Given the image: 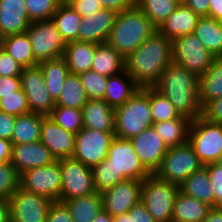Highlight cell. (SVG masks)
<instances>
[{
  "label": "cell",
  "instance_id": "cell-1",
  "mask_svg": "<svg viewBox=\"0 0 222 222\" xmlns=\"http://www.w3.org/2000/svg\"><path fill=\"white\" fill-rule=\"evenodd\" d=\"M172 62V40L156 30L125 58V70L140 88L153 87Z\"/></svg>",
  "mask_w": 222,
  "mask_h": 222
},
{
  "label": "cell",
  "instance_id": "cell-2",
  "mask_svg": "<svg viewBox=\"0 0 222 222\" xmlns=\"http://www.w3.org/2000/svg\"><path fill=\"white\" fill-rule=\"evenodd\" d=\"M153 87L164 95L181 115L192 120L201 115L199 76L193 72L172 62Z\"/></svg>",
  "mask_w": 222,
  "mask_h": 222
},
{
  "label": "cell",
  "instance_id": "cell-3",
  "mask_svg": "<svg viewBox=\"0 0 222 222\" xmlns=\"http://www.w3.org/2000/svg\"><path fill=\"white\" fill-rule=\"evenodd\" d=\"M156 30L157 28L136 5L117 14L107 43L126 58Z\"/></svg>",
  "mask_w": 222,
  "mask_h": 222
},
{
  "label": "cell",
  "instance_id": "cell-4",
  "mask_svg": "<svg viewBox=\"0 0 222 222\" xmlns=\"http://www.w3.org/2000/svg\"><path fill=\"white\" fill-rule=\"evenodd\" d=\"M152 125L149 87L140 88L123 105L115 109L114 134L118 138L132 139Z\"/></svg>",
  "mask_w": 222,
  "mask_h": 222
},
{
  "label": "cell",
  "instance_id": "cell-5",
  "mask_svg": "<svg viewBox=\"0 0 222 222\" xmlns=\"http://www.w3.org/2000/svg\"><path fill=\"white\" fill-rule=\"evenodd\" d=\"M179 185L151 174L142 180L141 201L156 222H171L174 199Z\"/></svg>",
  "mask_w": 222,
  "mask_h": 222
},
{
  "label": "cell",
  "instance_id": "cell-6",
  "mask_svg": "<svg viewBox=\"0 0 222 222\" xmlns=\"http://www.w3.org/2000/svg\"><path fill=\"white\" fill-rule=\"evenodd\" d=\"M203 166L188 142L181 146L170 147L155 175L161 180L181 185Z\"/></svg>",
  "mask_w": 222,
  "mask_h": 222
},
{
  "label": "cell",
  "instance_id": "cell-7",
  "mask_svg": "<svg viewBox=\"0 0 222 222\" xmlns=\"http://www.w3.org/2000/svg\"><path fill=\"white\" fill-rule=\"evenodd\" d=\"M188 142L204 166L216 163L222 154V124L208 122L200 116L193 119Z\"/></svg>",
  "mask_w": 222,
  "mask_h": 222
},
{
  "label": "cell",
  "instance_id": "cell-8",
  "mask_svg": "<svg viewBox=\"0 0 222 222\" xmlns=\"http://www.w3.org/2000/svg\"><path fill=\"white\" fill-rule=\"evenodd\" d=\"M216 58L194 34H187L172 40L173 63L200 76L204 74Z\"/></svg>",
  "mask_w": 222,
  "mask_h": 222
},
{
  "label": "cell",
  "instance_id": "cell-9",
  "mask_svg": "<svg viewBox=\"0 0 222 222\" xmlns=\"http://www.w3.org/2000/svg\"><path fill=\"white\" fill-rule=\"evenodd\" d=\"M26 33L37 63L63 57L66 44L52 19L31 22Z\"/></svg>",
  "mask_w": 222,
  "mask_h": 222
},
{
  "label": "cell",
  "instance_id": "cell-10",
  "mask_svg": "<svg viewBox=\"0 0 222 222\" xmlns=\"http://www.w3.org/2000/svg\"><path fill=\"white\" fill-rule=\"evenodd\" d=\"M60 201L90 195L95 191L92 169L73 157L60 159Z\"/></svg>",
  "mask_w": 222,
  "mask_h": 222
},
{
  "label": "cell",
  "instance_id": "cell-11",
  "mask_svg": "<svg viewBox=\"0 0 222 222\" xmlns=\"http://www.w3.org/2000/svg\"><path fill=\"white\" fill-rule=\"evenodd\" d=\"M19 186L24 190L60 201L62 188L60 160L47 166L28 169L20 174Z\"/></svg>",
  "mask_w": 222,
  "mask_h": 222
},
{
  "label": "cell",
  "instance_id": "cell-12",
  "mask_svg": "<svg viewBox=\"0 0 222 222\" xmlns=\"http://www.w3.org/2000/svg\"><path fill=\"white\" fill-rule=\"evenodd\" d=\"M115 137L114 132H101L83 127L76 134L73 158L92 168L106 159Z\"/></svg>",
  "mask_w": 222,
  "mask_h": 222
},
{
  "label": "cell",
  "instance_id": "cell-13",
  "mask_svg": "<svg viewBox=\"0 0 222 222\" xmlns=\"http://www.w3.org/2000/svg\"><path fill=\"white\" fill-rule=\"evenodd\" d=\"M10 222H46L53 200L18 187L8 198Z\"/></svg>",
  "mask_w": 222,
  "mask_h": 222
},
{
  "label": "cell",
  "instance_id": "cell-14",
  "mask_svg": "<svg viewBox=\"0 0 222 222\" xmlns=\"http://www.w3.org/2000/svg\"><path fill=\"white\" fill-rule=\"evenodd\" d=\"M20 77L30 112L48 116L55 107V101L47 90L39 65L24 67Z\"/></svg>",
  "mask_w": 222,
  "mask_h": 222
},
{
  "label": "cell",
  "instance_id": "cell-15",
  "mask_svg": "<svg viewBox=\"0 0 222 222\" xmlns=\"http://www.w3.org/2000/svg\"><path fill=\"white\" fill-rule=\"evenodd\" d=\"M106 159L111 162L117 173H121L126 180L142 181L151 175L136 155L130 139L115 137Z\"/></svg>",
  "mask_w": 222,
  "mask_h": 222
},
{
  "label": "cell",
  "instance_id": "cell-16",
  "mask_svg": "<svg viewBox=\"0 0 222 222\" xmlns=\"http://www.w3.org/2000/svg\"><path fill=\"white\" fill-rule=\"evenodd\" d=\"M142 181L127 179L105 190L102 206L112 217L128 213L141 200Z\"/></svg>",
  "mask_w": 222,
  "mask_h": 222
},
{
  "label": "cell",
  "instance_id": "cell-17",
  "mask_svg": "<svg viewBox=\"0 0 222 222\" xmlns=\"http://www.w3.org/2000/svg\"><path fill=\"white\" fill-rule=\"evenodd\" d=\"M130 141L143 166L151 174H155L169 148L156 133L154 127H148Z\"/></svg>",
  "mask_w": 222,
  "mask_h": 222
},
{
  "label": "cell",
  "instance_id": "cell-18",
  "mask_svg": "<svg viewBox=\"0 0 222 222\" xmlns=\"http://www.w3.org/2000/svg\"><path fill=\"white\" fill-rule=\"evenodd\" d=\"M76 134L55 124L49 116L42 115L40 142L55 160L73 157Z\"/></svg>",
  "mask_w": 222,
  "mask_h": 222
},
{
  "label": "cell",
  "instance_id": "cell-19",
  "mask_svg": "<svg viewBox=\"0 0 222 222\" xmlns=\"http://www.w3.org/2000/svg\"><path fill=\"white\" fill-rule=\"evenodd\" d=\"M117 14L115 10L103 8L99 12L82 18L78 30V41L106 43Z\"/></svg>",
  "mask_w": 222,
  "mask_h": 222
},
{
  "label": "cell",
  "instance_id": "cell-20",
  "mask_svg": "<svg viewBox=\"0 0 222 222\" xmlns=\"http://www.w3.org/2000/svg\"><path fill=\"white\" fill-rule=\"evenodd\" d=\"M54 161L50 150L40 141L12 146L10 163L19 175L31 168L50 165Z\"/></svg>",
  "mask_w": 222,
  "mask_h": 222
},
{
  "label": "cell",
  "instance_id": "cell-21",
  "mask_svg": "<svg viewBox=\"0 0 222 222\" xmlns=\"http://www.w3.org/2000/svg\"><path fill=\"white\" fill-rule=\"evenodd\" d=\"M31 21L24 0H0V36L25 33Z\"/></svg>",
  "mask_w": 222,
  "mask_h": 222
},
{
  "label": "cell",
  "instance_id": "cell-22",
  "mask_svg": "<svg viewBox=\"0 0 222 222\" xmlns=\"http://www.w3.org/2000/svg\"><path fill=\"white\" fill-rule=\"evenodd\" d=\"M200 16L183 2L167 17V19L157 29L161 34L170 40L193 34Z\"/></svg>",
  "mask_w": 222,
  "mask_h": 222
},
{
  "label": "cell",
  "instance_id": "cell-23",
  "mask_svg": "<svg viewBox=\"0 0 222 222\" xmlns=\"http://www.w3.org/2000/svg\"><path fill=\"white\" fill-rule=\"evenodd\" d=\"M83 127L101 132H114L115 109L104 100L89 99L82 109Z\"/></svg>",
  "mask_w": 222,
  "mask_h": 222
},
{
  "label": "cell",
  "instance_id": "cell-24",
  "mask_svg": "<svg viewBox=\"0 0 222 222\" xmlns=\"http://www.w3.org/2000/svg\"><path fill=\"white\" fill-rule=\"evenodd\" d=\"M140 87L126 70L108 77L104 101L116 109L130 99Z\"/></svg>",
  "mask_w": 222,
  "mask_h": 222
},
{
  "label": "cell",
  "instance_id": "cell-25",
  "mask_svg": "<svg viewBox=\"0 0 222 222\" xmlns=\"http://www.w3.org/2000/svg\"><path fill=\"white\" fill-rule=\"evenodd\" d=\"M96 43L74 41L65 45L63 58L69 68L70 73H84L92 68Z\"/></svg>",
  "mask_w": 222,
  "mask_h": 222
},
{
  "label": "cell",
  "instance_id": "cell-26",
  "mask_svg": "<svg viewBox=\"0 0 222 222\" xmlns=\"http://www.w3.org/2000/svg\"><path fill=\"white\" fill-rule=\"evenodd\" d=\"M211 206L180 190L174 199L171 222H202Z\"/></svg>",
  "mask_w": 222,
  "mask_h": 222
},
{
  "label": "cell",
  "instance_id": "cell-27",
  "mask_svg": "<svg viewBox=\"0 0 222 222\" xmlns=\"http://www.w3.org/2000/svg\"><path fill=\"white\" fill-rule=\"evenodd\" d=\"M191 123L190 117L181 115L177 119L153 123L152 126L166 146L170 148L188 143Z\"/></svg>",
  "mask_w": 222,
  "mask_h": 222
},
{
  "label": "cell",
  "instance_id": "cell-28",
  "mask_svg": "<svg viewBox=\"0 0 222 222\" xmlns=\"http://www.w3.org/2000/svg\"><path fill=\"white\" fill-rule=\"evenodd\" d=\"M91 70L105 77L118 74L125 70V58L107 42L97 44Z\"/></svg>",
  "mask_w": 222,
  "mask_h": 222
},
{
  "label": "cell",
  "instance_id": "cell-29",
  "mask_svg": "<svg viewBox=\"0 0 222 222\" xmlns=\"http://www.w3.org/2000/svg\"><path fill=\"white\" fill-rule=\"evenodd\" d=\"M179 190L188 196L207 203L211 207H215V195L210 184L208 170L205 166L179 185Z\"/></svg>",
  "mask_w": 222,
  "mask_h": 222
},
{
  "label": "cell",
  "instance_id": "cell-30",
  "mask_svg": "<svg viewBox=\"0 0 222 222\" xmlns=\"http://www.w3.org/2000/svg\"><path fill=\"white\" fill-rule=\"evenodd\" d=\"M42 70L44 81L50 96L56 101L62 90L64 81L70 74L69 68L63 57L44 60L38 63Z\"/></svg>",
  "mask_w": 222,
  "mask_h": 222
},
{
  "label": "cell",
  "instance_id": "cell-31",
  "mask_svg": "<svg viewBox=\"0 0 222 222\" xmlns=\"http://www.w3.org/2000/svg\"><path fill=\"white\" fill-rule=\"evenodd\" d=\"M193 34L216 57L222 54V22L209 16H200Z\"/></svg>",
  "mask_w": 222,
  "mask_h": 222
},
{
  "label": "cell",
  "instance_id": "cell-32",
  "mask_svg": "<svg viewBox=\"0 0 222 222\" xmlns=\"http://www.w3.org/2000/svg\"><path fill=\"white\" fill-rule=\"evenodd\" d=\"M222 97V59L216 57L208 70L199 76V100L201 106Z\"/></svg>",
  "mask_w": 222,
  "mask_h": 222
},
{
  "label": "cell",
  "instance_id": "cell-33",
  "mask_svg": "<svg viewBox=\"0 0 222 222\" xmlns=\"http://www.w3.org/2000/svg\"><path fill=\"white\" fill-rule=\"evenodd\" d=\"M42 115L29 112L16 117L11 142L13 145L40 141Z\"/></svg>",
  "mask_w": 222,
  "mask_h": 222
},
{
  "label": "cell",
  "instance_id": "cell-34",
  "mask_svg": "<svg viewBox=\"0 0 222 222\" xmlns=\"http://www.w3.org/2000/svg\"><path fill=\"white\" fill-rule=\"evenodd\" d=\"M82 17L73 9L70 4L62 2L52 16L65 44L78 41V30Z\"/></svg>",
  "mask_w": 222,
  "mask_h": 222
},
{
  "label": "cell",
  "instance_id": "cell-35",
  "mask_svg": "<svg viewBox=\"0 0 222 222\" xmlns=\"http://www.w3.org/2000/svg\"><path fill=\"white\" fill-rule=\"evenodd\" d=\"M71 213L73 222H93L102 206V195L94 192L90 195L63 201Z\"/></svg>",
  "mask_w": 222,
  "mask_h": 222
},
{
  "label": "cell",
  "instance_id": "cell-36",
  "mask_svg": "<svg viewBox=\"0 0 222 222\" xmlns=\"http://www.w3.org/2000/svg\"><path fill=\"white\" fill-rule=\"evenodd\" d=\"M1 46L23 67L38 65L35 61L31 42L26 32L3 37Z\"/></svg>",
  "mask_w": 222,
  "mask_h": 222
},
{
  "label": "cell",
  "instance_id": "cell-37",
  "mask_svg": "<svg viewBox=\"0 0 222 222\" xmlns=\"http://www.w3.org/2000/svg\"><path fill=\"white\" fill-rule=\"evenodd\" d=\"M88 100L79 75L70 73L64 81L63 90L55 101V106L82 110Z\"/></svg>",
  "mask_w": 222,
  "mask_h": 222
},
{
  "label": "cell",
  "instance_id": "cell-38",
  "mask_svg": "<svg viewBox=\"0 0 222 222\" xmlns=\"http://www.w3.org/2000/svg\"><path fill=\"white\" fill-rule=\"evenodd\" d=\"M137 6L158 29L182 0H136Z\"/></svg>",
  "mask_w": 222,
  "mask_h": 222
},
{
  "label": "cell",
  "instance_id": "cell-39",
  "mask_svg": "<svg viewBox=\"0 0 222 222\" xmlns=\"http://www.w3.org/2000/svg\"><path fill=\"white\" fill-rule=\"evenodd\" d=\"M93 185L96 192L102 193L126 179L121 173H117L111 162L102 160L92 168Z\"/></svg>",
  "mask_w": 222,
  "mask_h": 222
},
{
  "label": "cell",
  "instance_id": "cell-40",
  "mask_svg": "<svg viewBox=\"0 0 222 222\" xmlns=\"http://www.w3.org/2000/svg\"><path fill=\"white\" fill-rule=\"evenodd\" d=\"M149 101L153 123L177 119L181 116L171 102L154 87H149Z\"/></svg>",
  "mask_w": 222,
  "mask_h": 222
},
{
  "label": "cell",
  "instance_id": "cell-41",
  "mask_svg": "<svg viewBox=\"0 0 222 222\" xmlns=\"http://www.w3.org/2000/svg\"><path fill=\"white\" fill-rule=\"evenodd\" d=\"M48 116L55 124L75 134L83 128L82 110L55 106Z\"/></svg>",
  "mask_w": 222,
  "mask_h": 222
},
{
  "label": "cell",
  "instance_id": "cell-42",
  "mask_svg": "<svg viewBox=\"0 0 222 222\" xmlns=\"http://www.w3.org/2000/svg\"><path fill=\"white\" fill-rule=\"evenodd\" d=\"M88 99L103 100L107 87L108 77L95 71L88 70L79 75Z\"/></svg>",
  "mask_w": 222,
  "mask_h": 222
},
{
  "label": "cell",
  "instance_id": "cell-43",
  "mask_svg": "<svg viewBox=\"0 0 222 222\" xmlns=\"http://www.w3.org/2000/svg\"><path fill=\"white\" fill-rule=\"evenodd\" d=\"M31 22L50 20L62 0H24Z\"/></svg>",
  "mask_w": 222,
  "mask_h": 222
},
{
  "label": "cell",
  "instance_id": "cell-44",
  "mask_svg": "<svg viewBox=\"0 0 222 222\" xmlns=\"http://www.w3.org/2000/svg\"><path fill=\"white\" fill-rule=\"evenodd\" d=\"M0 111L16 117L30 112L27 97L22 88L0 99Z\"/></svg>",
  "mask_w": 222,
  "mask_h": 222
},
{
  "label": "cell",
  "instance_id": "cell-45",
  "mask_svg": "<svg viewBox=\"0 0 222 222\" xmlns=\"http://www.w3.org/2000/svg\"><path fill=\"white\" fill-rule=\"evenodd\" d=\"M19 177L10 163H0V198L8 199L19 187Z\"/></svg>",
  "mask_w": 222,
  "mask_h": 222
},
{
  "label": "cell",
  "instance_id": "cell-46",
  "mask_svg": "<svg viewBox=\"0 0 222 222\" xmlns=\"http://www.w3.org/2000/svg\"><path fill=\"white\" fill-rule=\"evenodd\" d=\"M210 177V184L215 195V207L222 208V166L216 163L205 165Z\"/></svg>",
  "mask_w": 222,
  "mask_h": 222
},
{
  "label": "cell",
  "instance_id": "cell-47",
  "mask_svg": "<svg viewBox=\"0 0 222 222\" xmlns=\"http://www.w3.org/2000/svg\"><path fill=\"white\" fill-rule=\"evenodd\" d=\"M23 68L2 46L0 47V76H20Z\"/></svg>",
  "mask_w": 222,
  "mask_h": 222
},
{
  "label": "cell",
  "instance_id": "cell-48",
  "mask_svg": "<svg viewBox=\"0 0 222 222\" xmlns=\"http://www.w3.org/2000/svg\"><path fill=\"white\" fill-rule=\"evenodd\" d=\"M200 117L211 123L222 124V97L206 102Z\"/></svg>",
  "mask_w": 222,
  "mask_h": 222
},
{
  "label": "cell",
  "instance_id": "cell-49",
  "mask_svg": "<svg viewBox=\"0 0 222 222\" xmlns=\"http://www.w3.org/2000/svg\"><path fill=\"white\" fill-rule=\"evenodd\" d=\"M46 222H73L69 208L64 202L53 201Z\"/></svg>",
  "mask_w": 222,
  "mask_h": 222
},
{
  "label": "cell",
  "instance_id": "cell-50",
  "mask_svg": "<svg viewBox=\"0 0 222 222\" xmlns=\"http://www.w3.org/2000/svg\"><path fill=\"white\" fill-rule=\"evenodd\" d=\"M70 5L82 18L103 9L99 0H74Z\"/></svg>",
  "mask_w": 222,
  "mask_h": 222
},
{
  "label": "cell",
  "instance_id": "cell-51",
  "mask_svg": "<svg viewBox=\"0 0 222 222\" xmlns=\"http://www.w3.org/2000/svg\"><path fill=\"white\" fill-rule=\"evenodd\" d=\"M21 86V77L20 76H11L4 77L0 76V99L4 96L13 94L14 92L20 90Z\"/></svg>",
  "mask_w": 222,
  "mask_h": 222
},
{
  "label": "cell",
  "instance_id": "cell-52",
  "mask_svg": "<svg viewBox=\"0 0 222 222\" xmlns=\"http://www.w3.org/2000/svg\"><path fill=\"white\" fill-rule=\"evenodd\" d=\"M16 116L0 111V138L10 140L14 131Z\"/></svg>",
  "mask_w": 222,
  "mask_h": 222
},
{
  "label": "cell",
  "instance_id": "cell-53",
  "mask_svg": "<svg viewBox=\"0 0 222 222\" xmlns=\"http://www.w3.org/2000/svg\"><path fill=\"white\" fill-rule=\"evenodd\" d=\"M128 214L132 217V222H156L141 200L128 211Z\"/></svg>",
  "mask_w": 222,
  "mask_h": 222
},
{
  "label": "cell",
  "instance_id": "cell-54",
  "mask_svg": "<svg viewBox=\"0 0 222 222\" xmlns=\"http://www.w3.org/2000/svg\"><path fill=\"white\" fill-rule=\"evenodd\" d=\"M105 9L115 10L117 13L137 5L136 0H99Z\"/></svg>",
  "mask_w": 222,
  "mask_h": 222
},
{
  "label": "cell",
  "instance_id": "cell-55",
  "mask_svg": "<svg viewBox=\"0 0 222 222\" xmlns=\"http://www.w3.org/2000/svg\"><path fill=\"white\" fill-rule=\"evenodd\" d=\"M182 2L199 16H208L209 0H182Z\"/></svg>",
  "mask_w": 222,
  "mask_h": 222
},
{
  "label": "cell",
  "instance_id": "cell-56",
  "mask_svg": "<svg viewBox=\"0 0 222 222\" xmlns=\"http://www.w3.org/2000/svg\"><path fill=\"white\" fill-rule=\"evenodd\" d=\"M12 142L0 138V163H7L11 160Z\"/></svg>",
  "mask_w": 222,
  "mask_h": 222
},
{
  "label": "cell",
  "instance_id": "cell-57",
  "mask_svg": "<svg viewBox=\"0 0 222 222\" xmlns=\"http://www.w3.org/2000/svg\"><path fill=\"white\" fill-rule=\"evenodd\" d=\"M208 16L222 22V0H209Z\"/></svg>",
  "mask_w": 222,
  "mask_h": 222
},
{
  "label": "cell",
  "instance_id": "cell-58",
  "mask_svg": "<svg viewBox=\"0 0 222 222\" xmlns=\"http://www.w3.org/2000/svg\"><path fill=\"white\" fill-rule=\"evenodd\" d=\"M202 222H222V208L211 207Z\"/></svg>",
  "mask_w": 222,
  "mask_h": 222
},
{
  "label": "cell",
  "instance_id": "cell-59",
  "mask_svg": "<svg viewBox=\"0 0 222 222\" xmlns=\"http://www.w3.org/2000/svg\"><path fill=\"white\" fill-rule=\"evenodd\" d=\"M0 222H10V205L8 199L0 198Z\"/></svg>",
  "mask_w": 222,
  "mask_h": 222
},
{
  "label": "cell",
  "instance_id": "cell-60",
  "mask_svg": "<svg viewBox=\"0 0 222 222\" xmlns=\"http://www.w3.org/2000/svg\"><path fill=\"white\" fill-rule=\"evenodd\" d=\"M93 222H113V217L102 208Z\"/></svg>",
  "mask_w": 222,
  "mask_h": 222
},
{
  "label": "cell",
  "instance_id": "cell-61",
  "mask_svg": "<svg viewBox=\"0 0 222 222\" xmlns=\"http://www.w3.org/2000/svg\"><path fill=\"white\" fill-rule=\"evenodd\" d=\"M113 222H132V217L128 214H121L113 217Z\"/></svg>",
  "mask_w": 222,
  "mask_h": 222
},
{
  "label": "cell",
  "instance_id": "cell-62",
  "mask_svg": "<svg viewBox=\"0 0 222 222\" xmlns=\"http://www.w3.org/2000/svg\"><path fill=\"white\" fill-rule=\"evenodd\" d=\"M217 163L222 166V154L220 155L219 159L217 160Z\"/></svg>",
  "mask_w": 222,
  "mask_h": 222
},
{
  "label": "cell",
  "instance_id": "cell-63",
  "mask_svg": "<svg viewBox=\"0 0 222 222\" xmlns=\"http://www.w3.org/2000/svg\"><path fill=\"white\" fill-rule=\"evenodd\" d=\"M72 1L74 0H62V2L67 3V4H70Z\"/></svg>",
  "mask_w": 222,
  "mask_h": 222
},
{
  "label": "cell",
  "instance_id": "cell-64",
  "mask_svg": "<svg viewBox=\"0 0 222 222\" xmlns=\"http://www.w3.org/2000/svg\"><path fill=\"white\" fill-rule=\"evenodd\" d=\"M1 43H2V37L0 36V47H1Z\"/></svg>",
  "mask_w": 222,
  "mask_h": 222
}]
</instances>
